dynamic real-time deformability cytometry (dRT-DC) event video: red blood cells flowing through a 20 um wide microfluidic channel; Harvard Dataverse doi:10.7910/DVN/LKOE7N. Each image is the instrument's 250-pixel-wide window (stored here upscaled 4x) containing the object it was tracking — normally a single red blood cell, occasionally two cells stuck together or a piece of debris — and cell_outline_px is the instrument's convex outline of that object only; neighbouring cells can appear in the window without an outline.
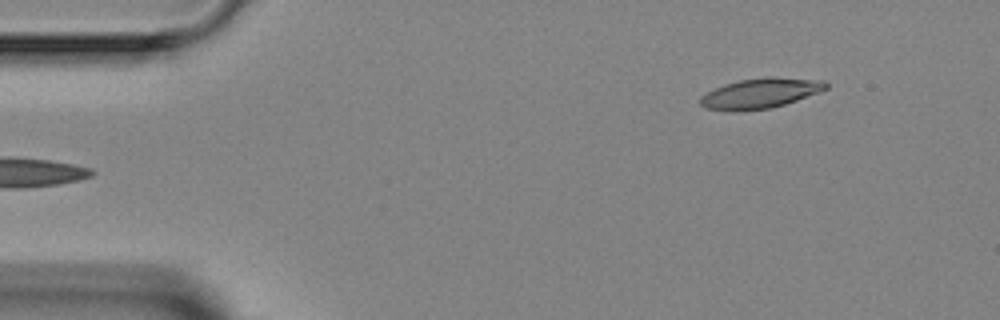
{"species": "Egyptian fruit bat (a non-hibernating species)", "species_latin": "Rousettus aegyptiacus", "temperature_condition": "room temperature", "stored_images_in_passage": 3, "camera_frame_rate_fps": 3000, "um_per_image_px": 0.085, "animal": {"sex": "female"}, "frame": {"image": 1, "passage_image": 3, "time_ms": 2.0, "image_size_px": [1000, 320], "cell_outline_px": [[828, 88], [820, 92], [784, 104], [768, 108], [736, 112], [704, 108], [700, 104], [700, 96], [724, 84], [740, 80], [768, 76], [824, 80], [828, 84]], "centroid_in_image_um": [64.63, 7.93], "position_along_channel_um": 20.4, "area_um2": 22.08}}